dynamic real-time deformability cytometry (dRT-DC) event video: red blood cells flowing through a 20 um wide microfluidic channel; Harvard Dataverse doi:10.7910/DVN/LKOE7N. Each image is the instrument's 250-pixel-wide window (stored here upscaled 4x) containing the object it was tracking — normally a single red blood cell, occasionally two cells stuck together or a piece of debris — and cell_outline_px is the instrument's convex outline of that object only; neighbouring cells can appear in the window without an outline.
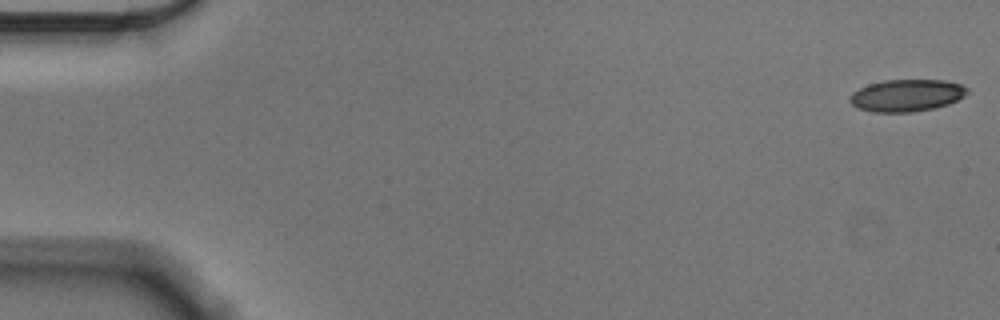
{"species": "Egyptian fruit bat (a non-hibernating species)", "species_latin": "Rousettus aegyptiacus", "temperature_condition": "cold", "stored_images_in_passage": 56, "camera_frame_rate_fps": 3000, "um_per_image_px": 0.085, "animal": {"sex": "male"}, "frame": {"image": 1, "passage_image": 1, "time_ms": 0.0, "image_size_px": [1000, 320], "cell_outline_px": [[968, 92], [964, 96], [948, 104], [936, 108], [912, 112], [872, 112], [856, 108], [848, 100], [848, 96], [852, 92], [868, 84], [884, 80], [944, 80], [960, 84], [968, 88]], "centroid_in_image_um": [77.03, 8.11], "position_along_channel_um": 8.0, "area_um2": 22.14}}
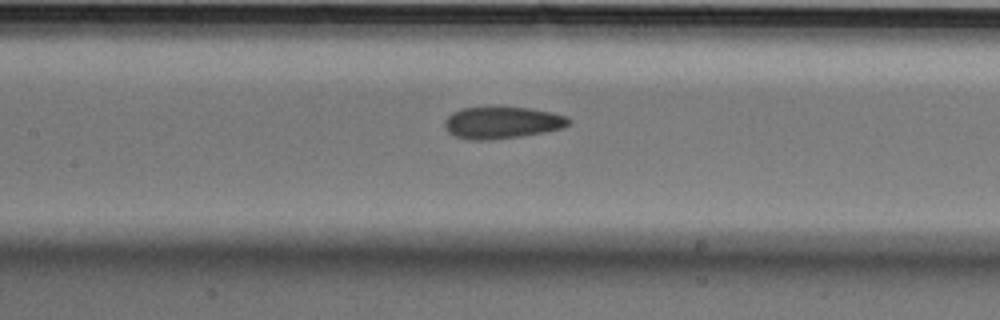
{"frame": {"image": 2, "passage_image": 26, "time_ms": 8.333, "image_size_px": [1000, 320], "cell_outline_px": [[572, 120], [564, 128], [544, 132], [520, 136], [492, 140], [468, 140], [456, 136], [448, 132], [444, 124], [444, 120], [452, 112], [460, 108], [528, 108], [552, 112], [568, 116]], "centroid_in_image_um": [42.68, 10.43], "position_along_channel_um": 164.7, "area_um2": 23.0}}
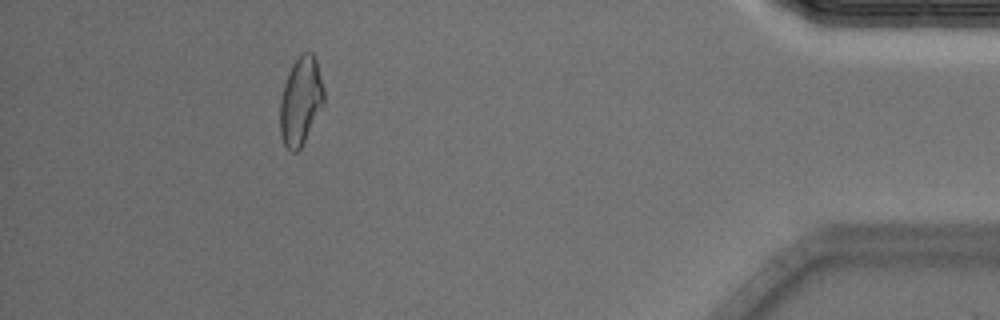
{"frame": {"image": 3, "passage_image": 51, "time_ms": 16.667, "image_size_px": [1000, 320], "cell_outline_px": [[324, 104], [300, 148], [296, 152], [292, 152], [284, 144], [280, 132], [280, 100], [284, 84], [288, 72], [292, 64], [304, 52], [312, 52], [316, 60], [324, 88]], "centroid_in_image_um": [25.56, 8.57], "position_along_channel_um": 409.6, "area_um2": 22.31}, "authors_computed_cell_mechanics": {"area_um2": 22.7154, "velocity_mm_per_s": 3.5712, "shape_relaxation_time_tau1_ms": null, "shape_relaxation_time_tau2_ms": 2.6727, "deformation_change_tau1": null, "deformation_change_tau2": 0.1019}}